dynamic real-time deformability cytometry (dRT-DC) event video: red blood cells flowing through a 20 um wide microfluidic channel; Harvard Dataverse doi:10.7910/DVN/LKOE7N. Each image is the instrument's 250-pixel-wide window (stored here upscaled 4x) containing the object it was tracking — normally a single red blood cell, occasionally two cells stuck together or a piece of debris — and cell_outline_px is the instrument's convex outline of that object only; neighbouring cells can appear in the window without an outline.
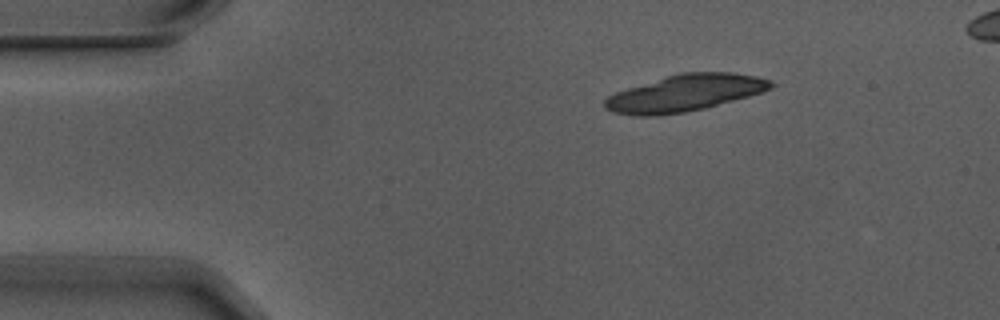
{"species": "Egyptian fruit bat (a non-hibernating species)", "species_latin": "Rousettus aegyptiacus", "temperature_condition": "warm", "stored_images_in_passage": 3, "camera_frame_rate_fps": 3000, "um_per_image_px": 0.085, "animal": {"sex": "male"}, "frame": {"image": 1, "passage_image": 1, "time_ms": 0.0, "image_size_px": [1000, 320], "cell_outline_px": [[776, 84], [772, 88], [764, 92], [704, 108], [684, 112], [656, 116], [636, 116], [612, 112], [604, 108], [604, 100], [608, 96], [616, 92], [628, 88], [680, 72], [732, 72], [756, 76], [768, 80]], "centroid_in_image_um": [58.22, 7.91], "position_along_channel_um": 26.8, "area_um2": 35.37}}